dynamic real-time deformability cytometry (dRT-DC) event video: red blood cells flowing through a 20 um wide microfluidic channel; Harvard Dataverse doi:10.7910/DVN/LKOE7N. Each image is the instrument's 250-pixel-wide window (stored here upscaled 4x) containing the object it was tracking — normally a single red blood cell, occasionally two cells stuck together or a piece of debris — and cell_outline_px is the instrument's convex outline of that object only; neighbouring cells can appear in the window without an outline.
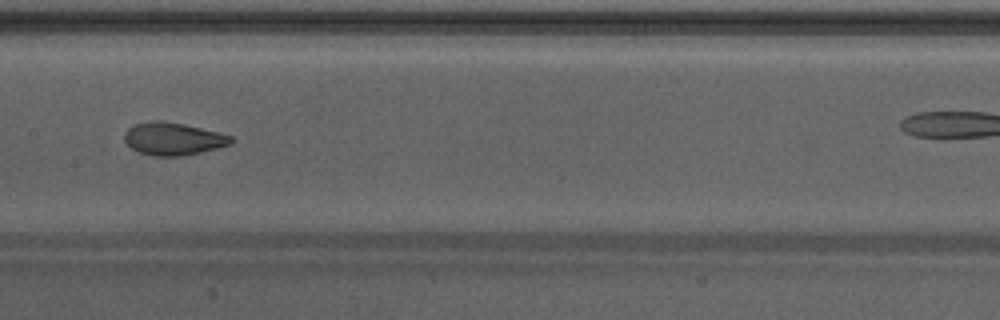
{"species": "Egyptian fruit bat (a non-hibernating species)", "species_latin": "Rousettus aegyptiacus", "temperature_condition": "warm", "stored_images_in_passage": 24, "camera_frame_rate_fps": 3000, "um_per_image_px": 0.085, "animal": {"sex": "male"}, "frame": {"image": 1, "passage_image": 14, "time_ms": 4.333, "image_size_px": [1000, 320], "cell_outline_px": [[236, 140], [232, 144], [200, 152], [180, 156], [152, 156], [136, 152], [124, 140], [124, 132], [128, 128], [136, 124], [152, 120], [156, 120], [184, 124], [220, 132], [232, 136]], "centroid_in_image_um": [14.73, 11.8], "position_along_channel_um": 192.7, "area_um2": 20.4}}
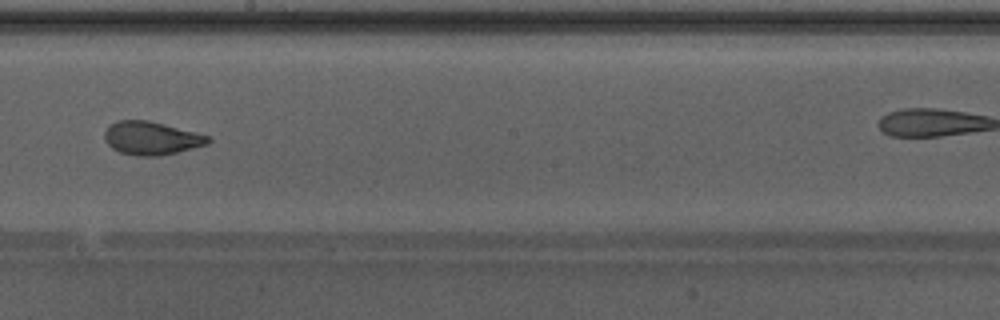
{"frame": {"image": 2, "passage_image": 17, "time_ms": 5.333, "image_size_px": [1000, 320], "cell_outline_px": [[212, 140], [208, 144], [160, 156], [136, 156], [120, 152], [112, 148], [104, 140], [104, 132], [116, 120], [148, 120], [196, 132], [208, 136]], "centroid_in_image_um": [12.86, 11.75], "position_along_channel_um": 235.3, "area_um2": 20.0}}